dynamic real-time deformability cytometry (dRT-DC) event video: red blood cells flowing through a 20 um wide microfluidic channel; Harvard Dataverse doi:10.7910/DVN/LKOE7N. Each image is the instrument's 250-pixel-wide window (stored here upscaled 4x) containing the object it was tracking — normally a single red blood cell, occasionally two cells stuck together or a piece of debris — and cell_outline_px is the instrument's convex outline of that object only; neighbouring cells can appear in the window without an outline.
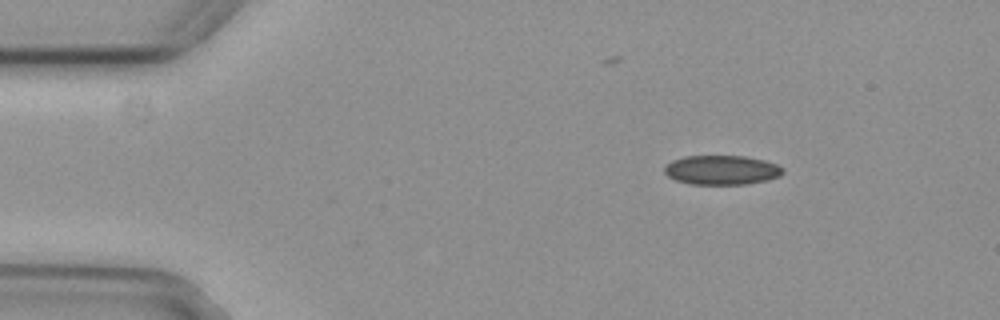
{"species": "common noctule bat (a hibernating species)", "species_latin": "Nyctalus noctula", "temperature_condition": "cold", "stored_images_in_passage": 3, "camera_frame_rate_fps": 3000, "um_per_image_px": 0.085, "animal": {"sex": "female", "body_mass_g": 29.2, "forearm_length_mm": 56.3}, "frame": {"image": 1, "passage_image": 1, "time_ms": 0.0, "image_size_px": [1000, 320], "cell_outline_px": [[784, 172], [780, 176], [768, 180], [744, 184], [688, 184], [676, 180], [668, 176], [664, 172], [664, 168], [672, 160], [684, 156], [744, 156], [764, 160], [776, 164], [784, 168]], "centroid_in_image_um": [61.35, 14.45], "position_along_channel_um": 23.6, "area_um2": 20.29}}